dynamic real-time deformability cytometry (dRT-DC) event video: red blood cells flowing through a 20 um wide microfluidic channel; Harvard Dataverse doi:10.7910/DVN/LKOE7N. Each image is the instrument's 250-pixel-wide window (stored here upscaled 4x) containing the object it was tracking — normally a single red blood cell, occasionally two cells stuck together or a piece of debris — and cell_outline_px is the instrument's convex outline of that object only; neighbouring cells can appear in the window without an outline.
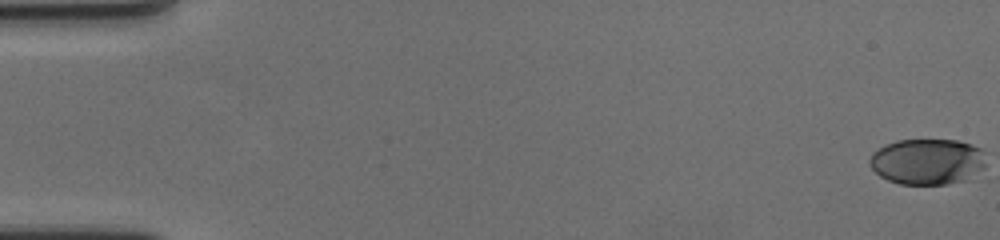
{"species": "human", "species_latin": "Homo sapiens", "temperature_condition": "cold", "stored_images_in_passage": 61, "camera_frame_rate_fps": 3000, "um_per_image_px": 0.085, "donor": {"sex": "female"}, "frame": {"image": 1, "passage_image": 1, "time_ms": 0.0, "image_size_px": [1000, 240], "cell_outline_px": [[984, 168], [964, 180], [948, 184], [900, 184], [888, 180], [880, 176], [872, 168], [868, 160], [872, 152], [896, 140], [956, 140], [972, 144], [980, 148], [984, 164]], "centroid_in_image_um": [78.79, 13.73], "position_along_channel_um": 6.2, "area_um2": 30.87}}
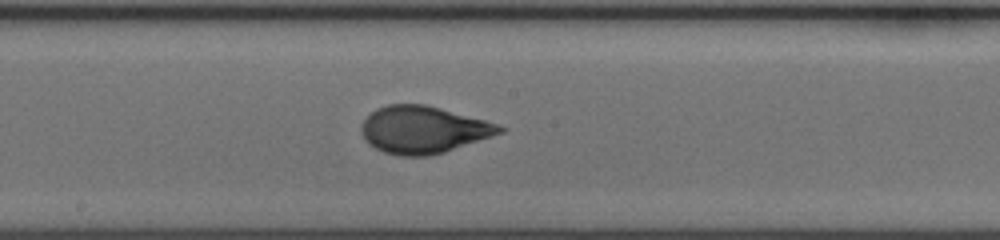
{"frame": {"image": 2, "passage_image": 34, "time_ms": 11.0, "image_size_px": [1000, 240], "cell_outline_px": [[508, 128], [504, 132], [444, 152], [428, 156], [400, 156], [384, 152], [368, 144], [360, 132], [360, 128], [364, 120], [376, 108], [388, 104], [428, 104], [500, 124]], "centroid_in_image_um": [35.99, 11.01], "position_along_channel_um": 212.2, "area_um2": 38.26}}
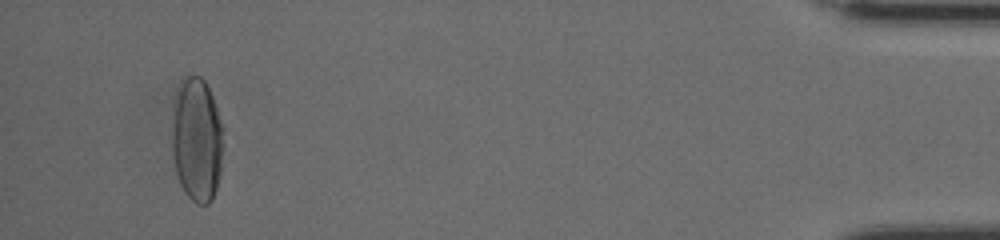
{"frame": {"image": 3, "passage_image": 58, "time_ms": 19.0, "image_size_px": [1000, 240], "cell_outline_px": [[224, 144], [220, 172], [216, 188], [212, 200], [208, 204], [196, 204], [184, 192], [180, 184], [176, 172], [172, 156], [172, 128], [176, 92], [180, 80], [184, 76], [200, 76], [204, 80], [212, 96], [220, 120]], "centroid_in_image_um": [16.72, 11.89], "position_along_channel_um": 418.5, "area_um2": 37.28}, "authors_computed_cell_mechanics": {"area_um2": 36.8186, "velocity_mm_per_s": 3.5027, "shape_relaxation_time_tau1_ms": 4.1579, "shape_relaxation_time_tau2_ms": null, "deformation_change_tau1": 0.175, "deformation_change_tau2": null}}